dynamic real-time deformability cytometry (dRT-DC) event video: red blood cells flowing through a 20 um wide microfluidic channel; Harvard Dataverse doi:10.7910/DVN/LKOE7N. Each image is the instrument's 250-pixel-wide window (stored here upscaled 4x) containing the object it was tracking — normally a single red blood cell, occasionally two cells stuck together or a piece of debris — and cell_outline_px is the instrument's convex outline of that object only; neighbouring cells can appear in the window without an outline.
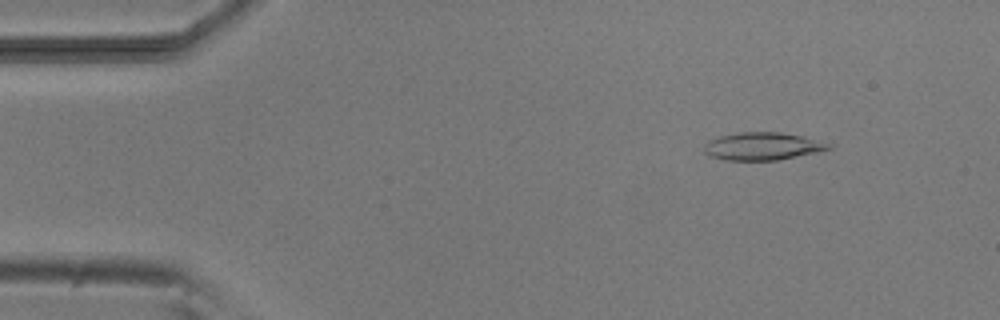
{"species": "common noctule bat (a hibernating species)", "species_latin": "Nyctalus noctula", "temperature_condition": "room temperature", "stored_images_in_passage": 5, "camera_frame_rate_fps": 3000, "um_per_image_px": 0.085, "animal": {"sex": "male", "body_mass_g": 20.5, "forearm_length_mm": 52.5}, "frame": {"image": 1, "passage_image": 5, "time_ms": 5.333, "image_size_px": [1000, 320], "cell_outline_px": [[832, 148], [816, 152], [776, 160], [724, 160], [708, 156], [704, 152], [704, 144], [708, 140], [720, 136], [740, 132], [780, 132], [804, 136], [832, 144]], "centroid_in_image_um": [64.78, 12.43], "position_along_channel_um": 20.2, "area_um2": 20.11}}